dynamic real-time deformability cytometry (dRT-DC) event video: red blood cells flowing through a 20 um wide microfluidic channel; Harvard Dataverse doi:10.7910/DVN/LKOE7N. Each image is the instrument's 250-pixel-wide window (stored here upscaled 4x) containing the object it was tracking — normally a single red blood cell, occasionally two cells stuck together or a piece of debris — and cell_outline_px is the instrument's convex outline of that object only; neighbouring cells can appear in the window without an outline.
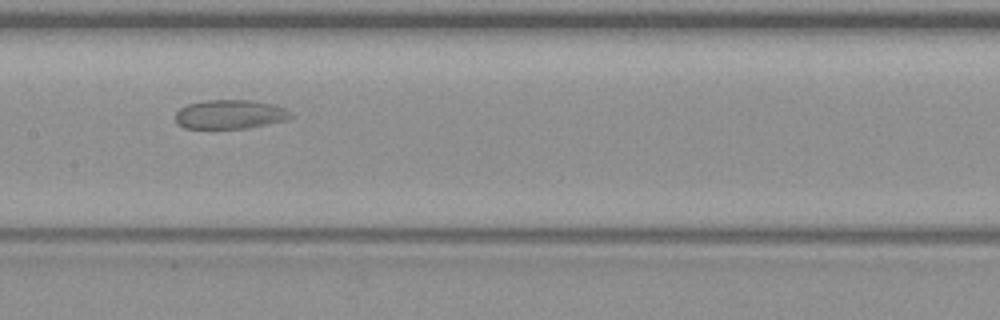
{"species": "common noctule bat (a hibernating species)", "species_latin": "Nyctalus noctula", "temperature_condition": "warm", "stored_images_in_passage": 9, "camera_frame_rate_fps": 3000, "um_per_image_px": 0.085, "animal": {"sex": "female", "body_mass_g": 19.3, "forearm_length_mm": 54.1}, "frame": {"image": 1, "passage_image": 9, "time_ms": 10.667, "image_size_px": [1000, 320], "cell_outline_px": [[296, 116], [288, 120], [248, 128], [184, 128], [176, 124], [176, 112], [180, 108], [188, 104], [204, 100], [252, 100], [272, 104], [284, 108], [292, 112]], "centroid_in_image_um": [19.59, 9.72], "position_along_channel_um": 187.8, "area_um2": 19.77}}